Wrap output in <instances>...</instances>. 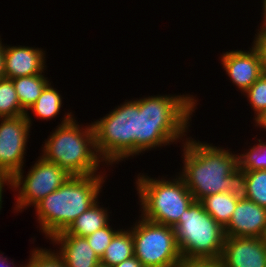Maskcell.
Instances as JSON below:
<instances>
[{"mask_svg": "<svg viewBox=\"0 0 266 267\" xmlns=\"http://www.w3.org/2000/svg\"><path fill=\"white\" fill-rule=\"evenodd\" d=\"M182 144L183 166L178 175L195 201L221 192H241L238 154L232 153L230 148L213 146L191 136Z\"/></svg>", "mask_w": 266, "mask_h": 267, "instance_id": "1", "label": "cell"}, {"mask_svg": "<svg viewBox=\"0 0 266 267\" xmlns=\"http://www.w3.org/2000/svg\"><path fill=\"white\" fill-rule=\"evenodd\" d=\"M197 102L196 96L190 94H158L139 98L138 155L185 142Z\"/></svg>", "mask_w": 266, "mask_h": 267, "instance_id": "2", "label": "cell"}, {"mask_svg": "<svg viewBox=\"0 0 266 267\" xmlns=\"http://www.w3.org/2000/svg\"><path fill=\"white\" fill-rule=\"evenodd\" d=\"M61 120L43 142L40 156L71 176L104 174L98 172L100 165L104 168L107 164L97 152L92 122L84 127L79 125L72 111L65 113Z\"/></svg>", "mask_w": 266, "mask_h": 267, "instance_id": "3", "label": "cell"}, {"mask_svg": "<svg viewBox=\"0 0 266 267\" xmlns=\"http://www.w3.org/2000/svg\"><path fill=\"white\" fill-rule=\"evenodd\" d=\"M105 174L71 176L56 191L35 206L36 221L45 238L66 231L75 219L95 203L102 193Z\"/></svg>", "mask_w": 266, "mask_h": 267, "instance_id": "4", "label": "cell"}, {"mask_svg": "<svg viewBox=\"0 0 266 267\" xmlns=\"http://www.w3.org/2000/svg\"><path fill=\"white\" fill-rule=\"evenodd\" d=\"M138 113L139 99H129L92 122L97 152L108 167L138 155Z\"/></svg>", "mask_w": 266, "mask_h": 267, "instance_id": "5", "label": "cell"}, {"mask_svg": "<svg viewBox=\"0 0 266 267\" xmlns=\"http://www.w3.org/2000/svg\"><path fill=\"white\" fill-rule=\"evenodd\" d=\"M145 174L148 173H139L135 179L140 216L153 223L174 227L195 201L192 193L178 174L171 179Z\"/></svg>", "mask_w": 266, "mask_h": 267, "instance_id": "6", "label": "cell"}, {"mask_svg": "<svg viewBox=\"0 0 266 267\" xmlns=\"http://www.w3.org/2000/svg\"><path fill=\"white\" fill-rule=\"evenodd\" d=\"M182 258L219 261L226 239L225 228L194 201L173 227Z\"/></svg>", "mask_w": 266, "mask_h": 267, "instance_id": "7", "label": "cell"}, {"mask_svg": "<svg viewBox=\"0 0 266 267\" xmlns=\"http://www.w3.org/2000/svg\"><path fill=\"white\" fill-rule=\"evenodd\" d=\"M134 243V256L144 267H176L182 256L175 229L153 223L139 215L129 228Z\"/></svg>", "mask_w": 266, "mask_h": 267, "instance_id": "8", "label": "cell"}, {"mask_svg": "<svg viewBox=\"0 0 266 267\" xmlns=\"http://www.w3.org/2000/svg\"><path fill=\"white\" fill-rule=\"evenodd\" d=\"M71 175L57 164L38 156L31 169L24 175V169L12 178L11 190L16 191L14 210L18 213L34 207L44 197L56 191ZM18 191V192H17Z\"/></svg>", "mask_w": 266, "mask_h": 267, "instance_id": "9", "label": "cell"}, {"mask_svg": "<svg viewBox=\"0 0 266 267\" xmlns=\"http://www.w3.org/2000/svg\"><path fill=\"white\" fill-rule=\"evenodd\" d=\"M30 129L25 114L0 118V174L12 178L25 167Z\"/></svg>", "mask_w": 266, "mask_h": 267, "instance_id": "10", "label": "cell"}, {"mask_svg": "<svg viewBox=\"0 0 266 267\" xmlns=\"http://www.w3.org/2000/svg\"><path fill=\"white\" fill-rule=\"evenodd\" d=\"M219 264L222 267H266V244L261 238L226 237Z\"/></svg>", "mask_w": 266, "mask_h": 267, "instance_id": "11", "label": "cell"}, {"mask_svg": "<svg viewBox=\"0 0 266 267\" xmlns=\"http://www.w3.org/2000/svg\"><path fill=\"white\" fill-rule=\"evenodd\" d=\"M219 59L229 80L236 85L240 93H244L263 74L258 53L252 46L248 51L229 50Z\"/></svg>", "mask_w": 266, "mask_h": 267, "instance_id": "12", "label": "cell"}, {"mask_svg": "<svg viewBox=\"0 0 266 267\" xmlns=\"http://www.w3.org/2000/svg\"><path fill=\"white\" fill-rule=\"evenodd\" d=\"M46 51L29 46H5L3 50L4 77H17L41 74L46 70Z\"/></svg>", "mask_w": 266, "mask_h": 267, "instance_id": "13", "label": "cell"}, {"mask_svg": "<svg viewBox=\"0 0 266 267\" xmlns=\"http://www.w3.org/2000/svg\"><path fill=\"white\" fill-rule=\"evenodd\" d=\"M266 226V208L241 196L225 227L226 237L261 238Z\"/></svg>", "mask_w": 266, "mask_h": 267, "instance_id": "14", "label": "cell"}, {"mask_svg": "<svg viewBox=\"0 0 266 267\" xmlns=\"http://www.w3.org/2000/svg\"><path fill=\"white\" fill-rule=\"evenodd\" d=\"M49 240L51 244L59 246L55 252L61 257L66 267H96L100 263V258L85 237L55 235Z\"/></svg>", "mask_w": 266, "mask_h": 267, "instance_id": "15", "label": "cell"}, {"mask_svg": "<svg viewBox=\"0 0 266 267\" xmlns=\"http://www.w3.org/2000/svg\"><path fill=\"white\" fill-rule=\"evenodd\" d=\"M100 205L99 200L93 203L85 212L80 214L66 231L56 235H74L78 237H87L105 227L111 220L108 213V207Z\"/></svg>", "mask_w": 266, "mask_h": 267, "instance_id": "16", "label": "cell"}, {"mask_svg": "<svg viewBox=\"0 0 266 267\" xmlns=\"http://www.w3.org/2000/svg\"><path fill=\"white\" fill-rule=\"evenodd\" d=\"M241 196V192H221L208 195L199 202L206 212L225 228L230 222L237 201Z\"/></svg>", "mask_w": 266, "mask_h": 267, "instance_id": "17", "label": "cell"}, {"mask_svg": "<svg viewBox=\"0 0 266 267\" xmlns=\"http://www.w3.org/2000/svg\"><path fill=\"white\" fill-rule=\"evenodd\" d=\"M62 96L60 95L59 91L51 85L49 82L45 88L42 90L39 98L36 102L31 105L25 115L29 124L32 126V116H30V110L34 114L33 116L40 118L41 120H52V118H56L57 115L60 114L61 107L63 106L62 103Z\"/></svg>", "mask_w": 266, "mask_h": 267, "instance_id": "18", "label": "cell"}, {"mask_svg": "<svg viewBox=\"0 0 266 267\" xmlns=\"http://www.w3.org/2000/svg\"><path fill=\"white\" fill-rule=\"evenodd\" d=\"M134 256V243L132 232L129 229H121L105 249L100 263L113 267Z\"/></svg>", "mask_w": 266, "mask_h": 267, "instance_id": "19", "label": "cell"}, {"mask_svg": "<svg viewBox=\"0 0 266 267\" xmlns=\"http://www.w3.org/2000/svg\"><path fill=\"white\" fill-rule=\"evenodd\" d=\"M12 81L19 103L25 111L36 102L42 90L50 82L45 71L41 74L17 77Z\"/></svg>", "mask_w": 266, "mask_h": 267, "instance_id": "20", "label": "cell"}, {"mask_svg": "<svg viewBox=\"0 0 266 267\" xmlns=\"http://www.w3.org/2000/svg\"><path fill=\"white\" fill-rule=\"evenodd\" d=\"M241 195L266 208V170L242 172Z\"/></svg>", "mask_w": 266, "mask_h": 267, "instance_id": "21", "label": "cell"}, {"mask_svg": "<svg viewBox=\"0 0 266 267\" xmlns=\"http://www.w3.org/2000/svg\"><path fill=\"white\" fill-rule=\"evenodd\" d=\"M25 113L19 103L12 79H0V118L17 117Z\"/></svg>", "mask_w": 266, "mask_h": 267, "instance_id": "22", "label": "cell"}, {"mask_svg": "<svg viewBox=\"0 0 266 267\" xmlns=\"http://www.w3.org/2000/svg\"><path fill=\"white\" fill-rule=\"evenodd\" d=\"M258 144H254L247 151L238 153V168L241 172H251L255 170H266V142L257 139Z\"/></svg>", "mask_w": 266, "mask_h": 267, "instance_id": "23", "label": "cell"}, {"mask_svg": "<svg viewBox=\"0 0 266 267\" xmlns=\"http://www.w3.org/2000/svg\"><path fill=\"white\" fill-rule=\"evenodd\" d=\"M251 109L254 111V120L266 109V75L262 74L244 93Z\"/></svg>", "mask_w": 266, "mask_h": 267, "instance_id": "24", "label": "cell"}, {"mask_svg": "<svg viewBox=\"0 0 266 267\" xmlns=\"http://www.w3.org/2000/svg\"><path fill=\"white\" fill-rule=\"evenodd\" d=\"M31 250V256L24 267H66L61 257L51 248L36 247Z\"/></svg>", "mask_w": 266, "mask_h": 267, "instance_id": "25", "label": "cell"}, {"mask_svg": "<svg viewBox=\"0 0 266 267\" xmlns=\"http://www.w3.org/2000/svg\"><path fill=\"white\" fill-rule=\"evenodd\" d=\"M121 229H115L110 225V222L103 228L98 229L91 235L85 237L93 249V251L97 254V256L101 259L104 255L105 249L111 243L113 237L120 231Z\"/></svg>", "mask_w": 266, "mask_h": 267, "instance_id": "26", "label": "cell"}, {"mask_svg": "<svg viewBox=\"0 0 266 267\" xmlns=\"http://www.w3.org/2000/svg\"><path fill=\"white\" fill-rule=\"evenodd\" d=\"M256 30L252 47L257 51L263 74L266 75V24H260ZM260 28V29H259Z\"/></svg>", "mask_w": 266, "mask_h": 267, "instance_id": "27", "label": "cell"}, {"mask_svg": "<svg viewBox=\"0 0 266 267\" xmlns=\"http://www.w3.org/2000/svg\"><path fill=\"white\" fill-rule=\"evenodd\" d=\"M219 261L212 260H188L182 258L176 267H218Z\"/></svg>", "mask_w": 266, "mask_h": 267, "instance_id": "28", "label": "cell"}, {"mask_svg": "<svg viewBox=\"0 0 266 267\" xmlns=\"http://www.w3.org/2000/svg\"><path fill=\"white\" fill-rule=\"evenodd\" d=\"M6 184V185H5ZM4 186H9V188H12V181L11 177L8 175L0 174V211L3 205V192H4Z\"/></svg>", "mask_w": 266, "mask_h": 267, "instance_id": "29", "label": "cell"}, {"mask_svg": "<svg viewBox=\"0 0 266 267\" xmlns=\"http://www.w3.org/2000/svg\"><path fill=\"white\" fill-rule=\"evenodd\" d=\"M113 267H144V266L135 256H133Z\"/></svg>", "mask_w": 266, "mask_h": 267, "instance_id": "30", "label": "cell"}, {"mask_svg": "<svg viewBox=\"0 0 266 267\" xmlns=\"http://www.w3.org/2000/svg\"><path fill=\"white\" fill-rule=\"evenodd\" d=\"M0 267H16L17 265L14 264L13 260H10L6 257L3 256L4 253L0 252ZM17 267H24V265H19Z\"/></svg>", "mask_w": 266, "mask_h": 267, "instance_id": "31", "label": "cell"}, {"mask_svg": "<svg viewBox=\"0 0 266 267\" xmlns=\"http://www.w3.org/2000/svg\"><path fill=\"white\" fill-rule=\"evenodd\" d=\"M255 124V128L259 127V128H264L263 130L266 131V109L261 113V115L254 120Z\"/></svg>", "mask_w": 266, "mask_h": 267, "instance_id": "32", "label": "cell"}, {"mask_svg": "<svg viewBox=\"0 0 266 267\" xmlns=\"http://www.w3.org/2000/svg\"><path fill=\"white\" fill-rule=\"evenodd\" d=\"M3 50H4V44L2 43L0 36V79L4 78Z\"/></svg>", "mask_w": 266, "mask_h": 267, "instance_id": "33", "label": "cell"}, {"mask_svg": "<svg viewBox=\"0 0 266 267\" xmlns=\"http://www.w3.org/2000/svg\"><path fill=\"white\" fill-rule=\"evenodd\" d=\"M261 3H263L262 5V10H263V12H262V16H263V20L261 21V23L260 24H266V0H262V2Z\"/></svg>", "mask_w": 266, "mask_h": 267, "instance_id": "34", "label": "cell"}, {"mask_svg": "<svg viewBox=\"0 0 266 267\" xmlns=\"http://www.w3.org/2000/svg\"><path fill=\"white\" fill-rule=\"evenodd\" d=\"M261 239L263 240V242L266 244V226L264 228L263 234L261 236Z\"/></svg>", "mask_w": 266, "mask_h": 267, "instance_id": "35", "label": "cell"}, {"mask_svg": "<svg viewBox=\"0 0 266 267\" xmlns=\"http://www.w3.org/2000/svg\"><path fill=\"white\" fill-rule=\"evenodd\" d=\"M96 267H109V266L99 263Z\"/></svg>", "mask_w": 266, "mask_h": 267, "instance_id": "36", "label": "cell"}]
</instances>
